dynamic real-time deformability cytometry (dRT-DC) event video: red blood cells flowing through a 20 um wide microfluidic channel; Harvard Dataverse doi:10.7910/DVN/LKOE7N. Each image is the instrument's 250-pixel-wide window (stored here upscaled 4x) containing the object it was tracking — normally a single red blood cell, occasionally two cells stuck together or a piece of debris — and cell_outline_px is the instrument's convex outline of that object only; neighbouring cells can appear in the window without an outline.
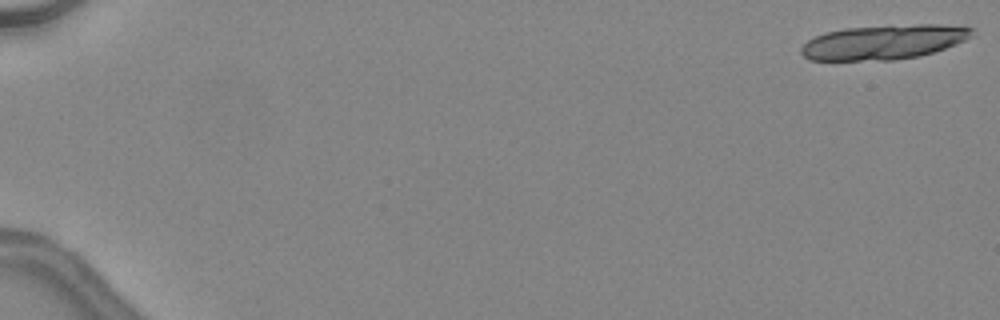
{"species": "common noctule bat (a hibernating species)", "species_latin": "Nyctalus noctula", "temperature_condition": "warm", "stored_images_in_passage": 22, "camera_frame_rate_fps": 3000, "um_per_image_px": 0.085, "animal": {"sex": "female", "body_mass_g": 24.6, "forearm_length_mm": 56.2}, "frame": {"image": 1, "passage_image": 1, "time_ms": 0.0, "image_size_px": [1000, 320], "cell_outline_px": [[972, 36], [956, 44], [920, 56], [892, 60], [808, 60], [800, 52], [800, 48], [808, 40], [824, 32], [844, 28], [920, 24], [940, 24], [972, 28]], "centroid_in_image_um": [75.08, 3.58], "position_along_channel_um": 9.9, "area_um2": 34.22}}